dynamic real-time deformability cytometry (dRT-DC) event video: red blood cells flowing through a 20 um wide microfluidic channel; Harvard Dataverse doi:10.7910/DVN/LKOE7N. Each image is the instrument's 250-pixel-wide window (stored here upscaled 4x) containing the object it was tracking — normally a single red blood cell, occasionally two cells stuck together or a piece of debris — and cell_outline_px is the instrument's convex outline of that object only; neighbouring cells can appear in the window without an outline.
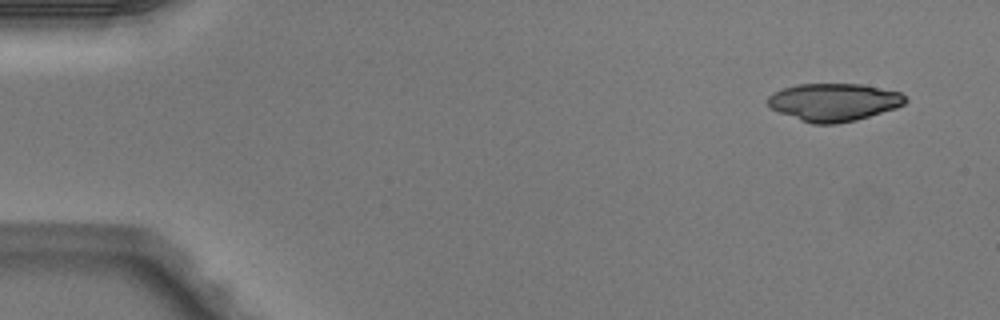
{"species": "Egyptian fruit bat (a non-hibernating species)", "species_latin": "Rousettus aegyptiacus", "temperature_condition": "warm", "stored_images_in_passage": 4, "camera_frame_rate_fps": 3000, "um_per_image_px": 0.085, "animal": {"sex": "male"}, "frame": {"image": 1, "passage_image": 1, "time_ms": 0.0, "image_size_px": [1000, 320], "cell_outline_px": [[908, 100], [904, 104], [896, 108], [856, 120], [836, 124], [812, 124], [800, 120], [780, 112], [772, 108], [768, 104], [768, 96], [784, 88], [800, 84], [860, 84], [900, 92]], "centroid_in_image_um": [70.9, 8.69], "position_along_channel_um": 14.1, "area_um2": 29.94}}
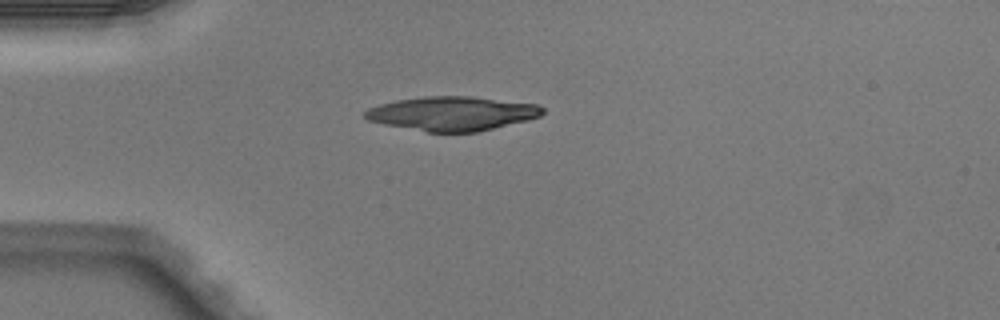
{"frame": {"image": 2, "passage_image": 3, "time_ms": 0.667, "image_size_px": [1000, 320], "cell_outline_px": [[544, 112], [540, 116], [528, 120], [476, 132], [428, 132], [384, 124], [368, 120], [364, 116], [364, 112], [368, 108], [380, 104], [396, 100], [424, 96], [472, 96], [536, 104], [544, 108]], "centroid_in_image_um": [38.43, 9.64], "position_along_channel_um": 46.6, "area_um2": 35.2}}